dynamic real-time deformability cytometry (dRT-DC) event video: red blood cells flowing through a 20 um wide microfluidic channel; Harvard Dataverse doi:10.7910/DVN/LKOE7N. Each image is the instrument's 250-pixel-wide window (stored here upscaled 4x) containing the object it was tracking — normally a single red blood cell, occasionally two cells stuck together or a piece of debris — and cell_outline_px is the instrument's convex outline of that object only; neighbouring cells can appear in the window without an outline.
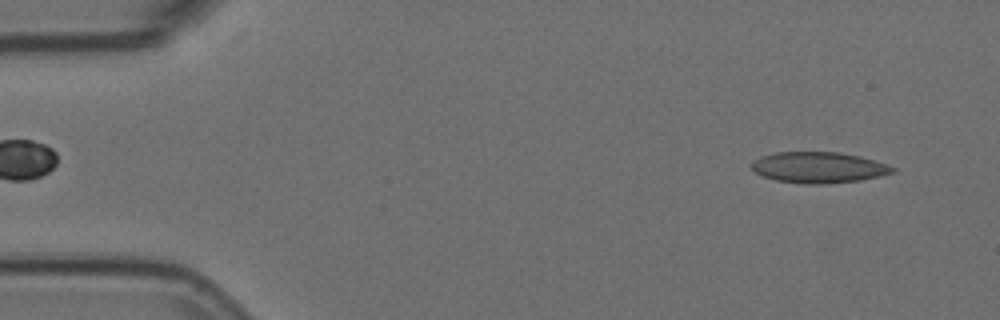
{"species": "Egyptian fruit bat (a non-hibernating species)", "species_latin": "Rousettus aegyptiacus", "temperature_condition": "room temperature", "stored_images_in_passage": 5, "camera_frame_rate_fps": 3000, "um_per_image_px": 0.085, "animal": {"sex": "female"}, "frame": {"image": 1, "passage_image": 5, "time_ms": 1.333, "image_size_px": [1000, 320], "cell_outline_px": [[896, 172], [880, 176], [860, 180], [824, 184], [804, 184], [776, 180], [764, 176], [756, 172], [752, 168], [752, 160], [760, 156], [776, 152], [840, 152], [860, 156], [896, 168]], "centroid_in_image_um": [69.57, 14.23], "position_along_channel_um": 15.4, "area_um2": 25.37}}